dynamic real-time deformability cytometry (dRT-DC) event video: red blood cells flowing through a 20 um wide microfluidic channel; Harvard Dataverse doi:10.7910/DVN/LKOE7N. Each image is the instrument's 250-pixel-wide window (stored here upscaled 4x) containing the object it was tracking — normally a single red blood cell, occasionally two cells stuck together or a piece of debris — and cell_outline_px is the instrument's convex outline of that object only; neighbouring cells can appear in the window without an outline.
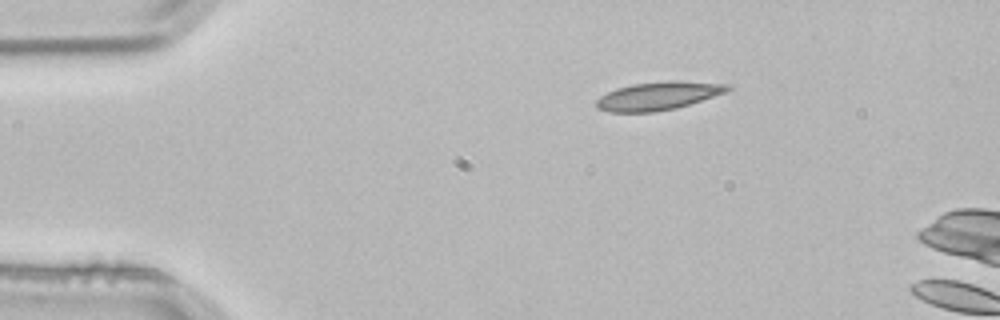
{"species": "common noctule bat (a hibernating species)", "species_latin": "Nyctalus noctula", "temperature_condition": "room temperature", "stored_images_in_passage": 2, "camera_frame_rate_fps": 3000, "um_per_image_px": 0.085, "animal": {"sex": "male", "body_mass_g": 21.5, "forearm_length_mm": 52.0}, "frame": {"image": 1, "passage_image": 1, "time_ms": 0.0, "image_size_px": [1000, 320], "cell_outline_px": [[732, 88], [728, 92], [676, 108], [652, 112], [608, 112], [596, 108], [596, 100], [600, 96], [616, 88], [632, 84], [668, 80], [676, 80], [732, 84]], "centroid_in_image_um": [55.98, 8.14], "position_along_channel_um": 29.0, "area_um2": 21.85}}